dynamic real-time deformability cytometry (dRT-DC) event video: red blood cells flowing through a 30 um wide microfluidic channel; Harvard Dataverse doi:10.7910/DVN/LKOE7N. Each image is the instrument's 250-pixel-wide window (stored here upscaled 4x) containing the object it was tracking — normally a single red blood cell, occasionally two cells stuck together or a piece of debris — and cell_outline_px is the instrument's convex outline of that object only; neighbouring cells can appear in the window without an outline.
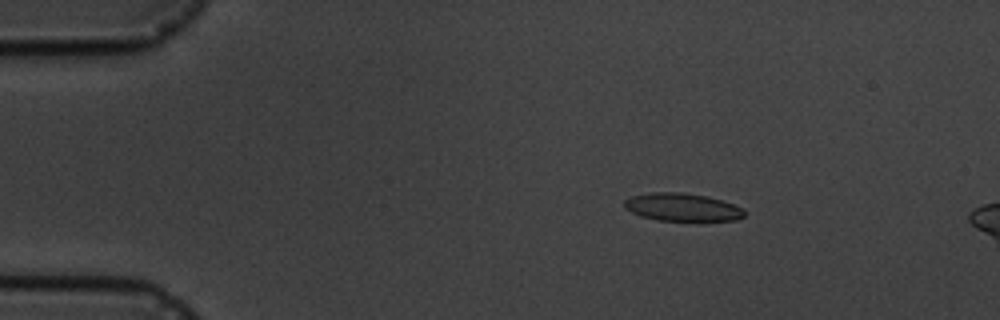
{"species": "common noctule bat (a hibernating species)", "species_latin": "Nyctalus noctula", "temperature_condition": "cold", "stored_images_in_passage": 3, "camera_frame_rate_fps": 3000, "um_per_image_px": 0.085, "animal": {"sex": "male", "body_mass_g": 19.5, "forearm_length_mm": 54.6}, "frame": {"image": 1, "passage_image": 1, "time_ms": 0.0, "image_size_px": [1000, 320], "cell_outline_px": [[744, 216], [736, 220], [656, 220], [640, 216], [624, 208], [624, 200], [632, 196], [652, 192], [680, 192], [708, 196], [744, 208]], "centroid_in_image_um": [57.96, 17.6], "position_along_channel_um": 27.0, "area_um2": 19.36}}